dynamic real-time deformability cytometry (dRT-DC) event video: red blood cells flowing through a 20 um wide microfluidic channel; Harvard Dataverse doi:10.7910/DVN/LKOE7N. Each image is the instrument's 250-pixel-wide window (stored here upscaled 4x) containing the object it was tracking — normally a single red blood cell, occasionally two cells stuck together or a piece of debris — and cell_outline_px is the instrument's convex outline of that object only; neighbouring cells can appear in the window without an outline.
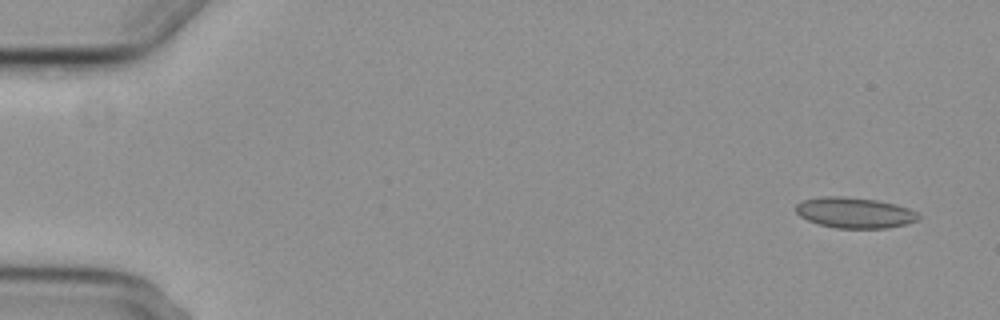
{"species": "common noctule bat (a hibernating species)", "species_latin": "Nyctalus noctula", "temperature_condition": "cold", "stored_images_in_passage": 4, "camera_frame_rate_fps": 3000, "um_per_image_px": 0.085, "animal": {"sex": "female", "body_mass_g": 29.2, "forearm_length_mm": 56.3}, "frame": {"image": 1, "passage_image": 1, "time_ms": 0.0, "image_size_px": [1000, 320], "cell_outline_px": [[920, 216], [916, 220], [904, 224], [888, 228], [836, 228], [820, 224], [808, 220], [800, 216], [796, 212], [796, 204], [804, 200], [820, 196], [844, 196], [876, 200], [896, 204], [920, 212]], "centroid_in_image_um": [72.65, 18.07], "position_along_channel_um": 12.3, "area_um2": 21.91}}
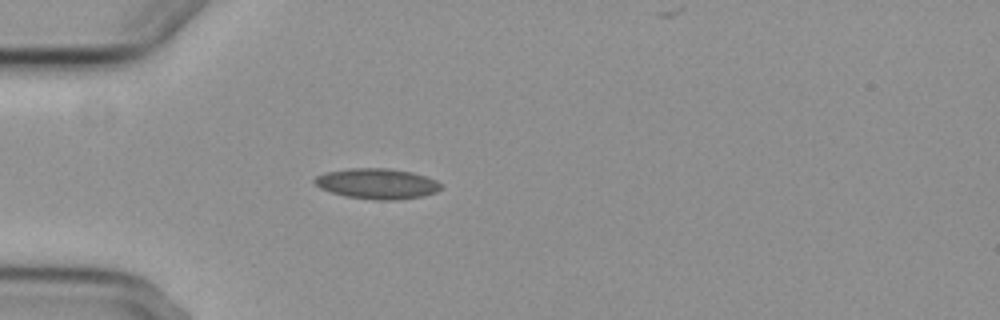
{"frame": {"image": 2, "passage_image": 4, "time_ms": 4.333, "image_size_px": [1000, 320], "cell_outline_px": [[444, 184], [436, 192], [424, 196], [396, 200], [376, 200], [344, 196], [320, 188], [312, 180], [316, 176], [324, 172], [352, 168], [388, 168], [412, 172], [436, 180]], "centroid_in_image_um": [32.06, 15.61], "position_along_channel_um": 52.9, "area_um2": 22.54}}